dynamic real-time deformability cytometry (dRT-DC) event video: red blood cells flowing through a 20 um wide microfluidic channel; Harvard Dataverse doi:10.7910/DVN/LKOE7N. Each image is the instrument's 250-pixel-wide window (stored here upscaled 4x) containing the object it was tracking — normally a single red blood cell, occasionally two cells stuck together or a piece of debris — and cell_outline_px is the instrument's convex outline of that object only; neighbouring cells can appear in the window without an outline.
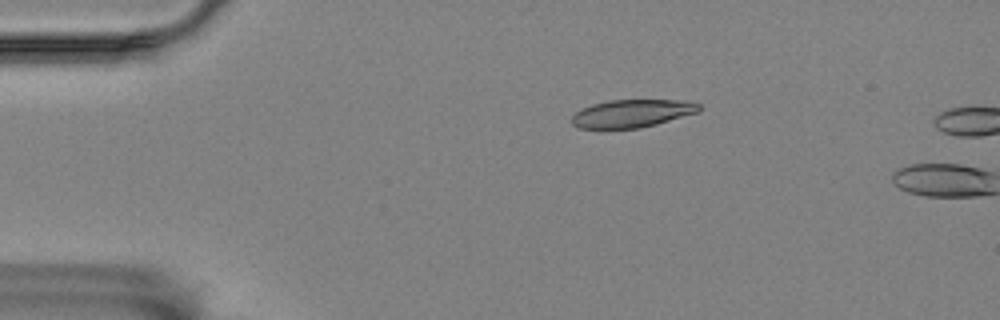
{"species": "Egyptian fruit bat (a non-hibernating species)", "species_latin": "Rousettus aegyptiacus", "temperature_condition": "room temperature", "stored_images_in_passage": 3, "camera_frame_rate_fps": 3000, "um_per_image_px": 0.085, "animal": {"sex": "female"}, "frame": {"image": 1, "passage_image": 2, "time_ms": 1.0, "image_size_px": [1000, 320], "cell_outline_px": [[700, 112], [656, 124], [640, 128], [580, 128], [572, 124], [572, 116], [576, 112], [592, 104], [608, 100], [676, 100], [700, 104]], "centroid_in_image_um": [53.73, 9.64], "position_along_channel_um": 31.3, "area_um2": 20.46}}